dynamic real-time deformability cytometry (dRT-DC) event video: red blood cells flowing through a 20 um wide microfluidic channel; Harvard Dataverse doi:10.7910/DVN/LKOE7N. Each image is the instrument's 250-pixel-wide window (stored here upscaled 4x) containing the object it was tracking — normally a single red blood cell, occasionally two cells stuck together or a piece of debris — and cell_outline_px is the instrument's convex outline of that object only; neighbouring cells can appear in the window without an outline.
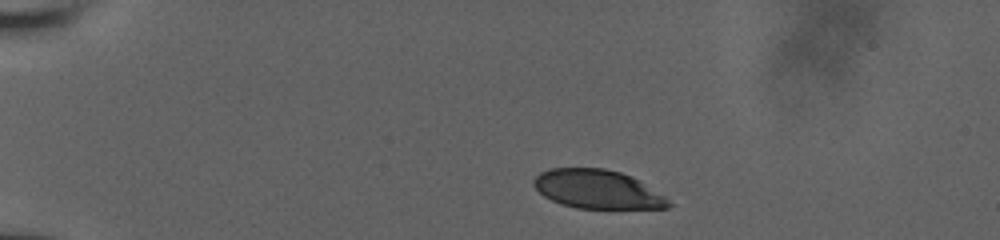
{"species": "human", "species_latin": "Homo sapiens", "temperature_condition": "room temperature", "stored_images_in_passage": 6, "camera_frame_rate_fps": 3000, "um_per_image_px": 0.085, "donor": {"sex": "male"}, "frame": {"image": 1, "passage_image": 1, "time_ms": 0.0, "image_size_px": [1000, 240], "cell_outline_px": [[672, 204], [668, 208], [576, 208], [560, 204], [544, 196], [532, 184], [532, 180], [540, 172], [552, 168], [604, 168], [620, 172], [632, 176], [664, 196]], "centroid_in_image_um": [50.75, 16.08], "position_along_channel_um": 34.2, "area_um2": 30.29}}
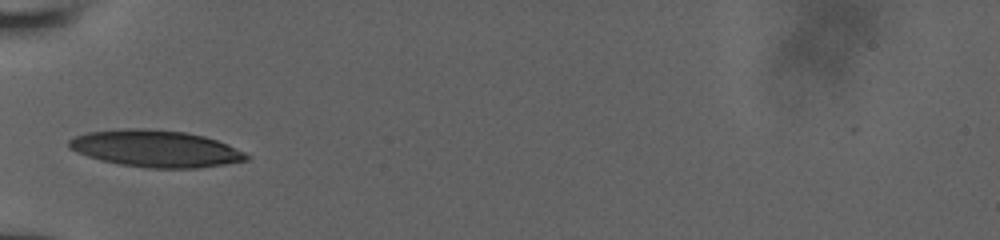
{"frame": {"image": 2, "passage_image": 4, "time_ms": 3.0, "image_size_px": [1000, 240], "cell_outline_px": [[252, 156], [248, 160], [200, 168], [148, 168], [120, 164], [100, 160], [76, 152], [68, 148], [68, 140], [76, 136], [88, 132], [128, 128], [136, 128], [184, 132], [204, 136], [228, 144]], "centroid_in_image_um": [13.23, 12.64], "position_along_channel_um": 71.8, "area_um2": 37.97}}